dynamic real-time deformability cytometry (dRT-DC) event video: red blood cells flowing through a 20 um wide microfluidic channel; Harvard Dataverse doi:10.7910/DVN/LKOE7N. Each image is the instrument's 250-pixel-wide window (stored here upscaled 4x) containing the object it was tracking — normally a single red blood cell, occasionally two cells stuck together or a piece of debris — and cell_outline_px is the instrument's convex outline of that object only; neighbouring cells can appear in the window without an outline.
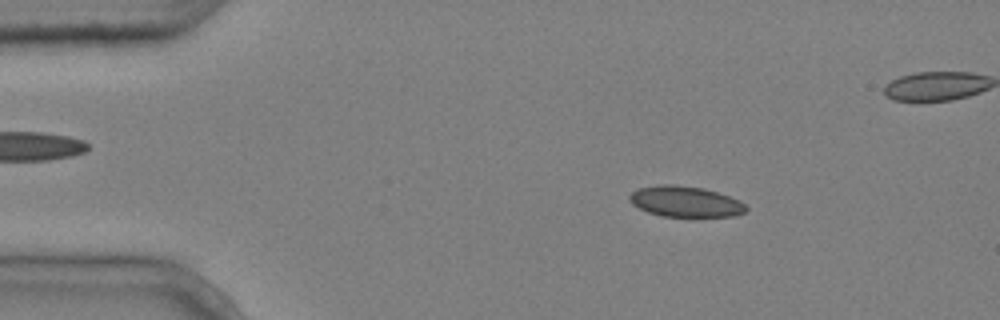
{"species": "common noctule bat (a hibernating species)", "species_latin": "Nyctalus noctula", "temperature_condition": "cold", "stored_images_in_passage": 5, "camera_frame_rate_fps": 3000, "um_per_image_px": 0.085, "animal": {"sex": "male", "body_mass_g": 20.4}, "frame": {"image": 1, "passage_image": 2, "time_ms": 0.333, "image_size_px": [1000, 320], "cell_outline_px": [[748, 208], [744, 212], [732, 216], [660, 216], [648, 212], [632, 204], [628, 200], [628, 196], [636, 188], [660, 184], [676, 184], [704, 188], [740, 200]], "centroid_in_image_um": [58.2, 17.12], "position_along_channel_um": 26.8, "area_um2": 20.92}}